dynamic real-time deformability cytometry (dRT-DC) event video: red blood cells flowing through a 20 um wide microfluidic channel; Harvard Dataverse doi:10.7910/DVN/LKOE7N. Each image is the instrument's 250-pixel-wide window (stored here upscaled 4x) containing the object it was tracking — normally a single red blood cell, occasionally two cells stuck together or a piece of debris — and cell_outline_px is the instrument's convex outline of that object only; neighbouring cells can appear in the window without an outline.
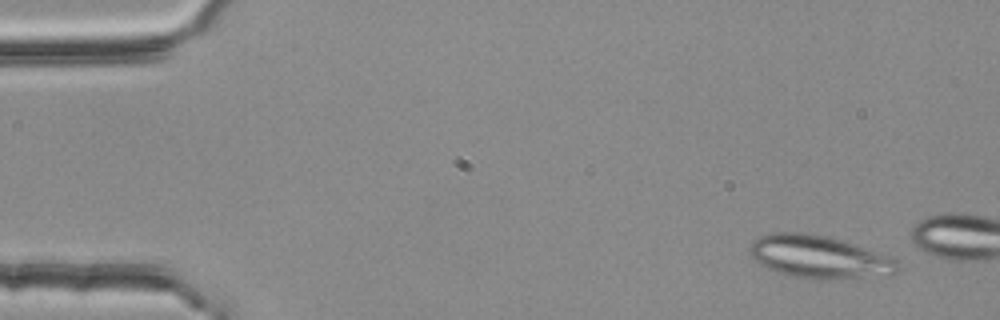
{"species": "common noctule bat (a hibernating species)", "species_latin": "Nyctalus noctula", "temperature_condition": "room temperature", "stored_images_in_passage": 11, "camera_frame_rate_fps": 3000, "um_per_image_px": 0.085, "animal": {"sex": "female", "body_mass_g": 25.1}, "frame": {"image": 1, "passage_image": 4, "time_ms": 1.0, "image_size_px": [1000, 320], "cell_outline_px": [[900, 268], [896, 272], [852, 280], [812, 280], [776, 272], [760, 264], [748, 252], [748, 248], [760, 236], [772, 232], [804, 232], [828, 236], [892, 256], [900, 264]], "centroid_in_image_um": [69.66, 21.86], "position_along_channel_um": 15.3, "area_um2": 37.34}}